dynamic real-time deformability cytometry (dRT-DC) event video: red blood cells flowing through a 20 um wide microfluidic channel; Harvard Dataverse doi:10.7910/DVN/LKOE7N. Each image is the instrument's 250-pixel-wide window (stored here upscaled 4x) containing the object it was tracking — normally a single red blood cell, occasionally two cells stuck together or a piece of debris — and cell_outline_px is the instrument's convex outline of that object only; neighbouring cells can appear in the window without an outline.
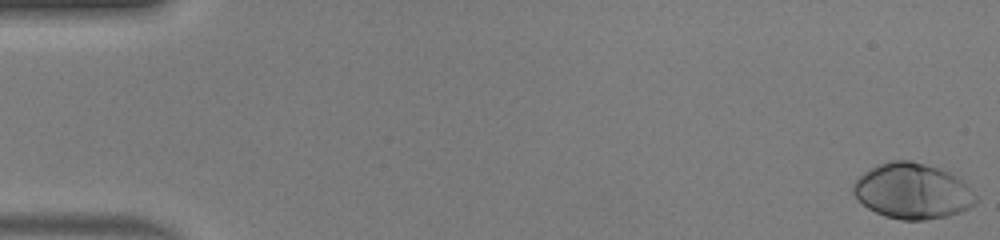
{"species": "human", "species_latin": "Homo sapiens", "temperature_condition": "warm", "stored_images_in_passage": 50, "camera_frame_rate_fps": 3000, "um_per_image_px": 0.085, "donor": {"sex": "male"}, "frame": {"image": 1, "passage_image": 1, "time_ms": 0.0, "image_size_px": [1000, 240], "cell_outline_px": [[976, 204], [960, 212], [948, 216], [924, 220], [900, 220], [884, 216], [868, 208], [856, 200], [852, 192], [852, 184], [864, 172], [888, 160], [908, 160], [940, 168], [956, 176], [968, 184], [976, 196]], "centroid_in_image_um": [77.55, 16.25], "position_along_channel_um": 7.4, "area_um2": 39.88}}
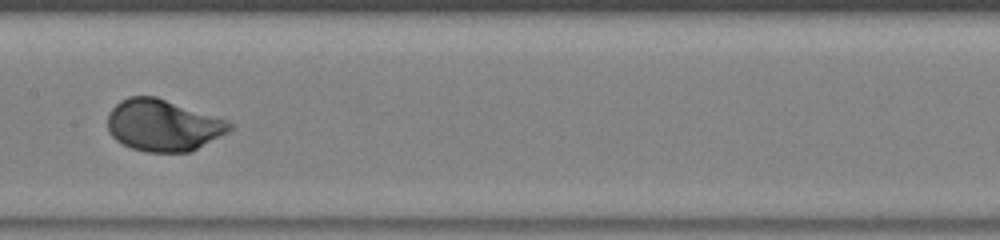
{"frame": {"image": 2, "passage_image": 26, "time_ms": 8.333, "image_size_px": [1000, 240], "cell_outline_px": [[232, 128], [228, 132], [192, 152], [144, 152], [132, 148], [116, 140], [108, 132], [108, 112], [120, 100], [128, 96], [156, 96], [228, 120], [232, 124]], "centroid_in_image_um": [13.86, 10.65], "position_along_channel_um": 193.5, "area_um2": 36.93}}
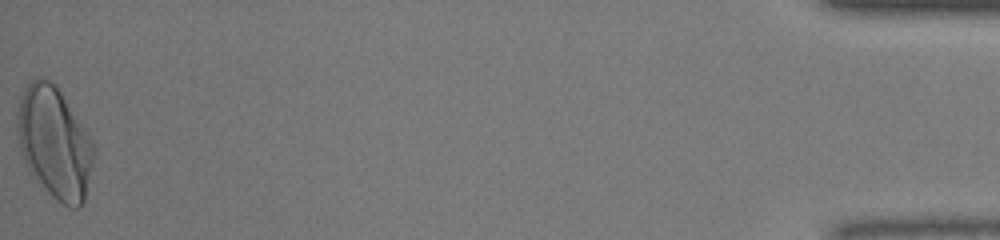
{"frame": {"image": 3, "passage_image": 50, "time_ms": 16.333, "image_size_px": [1000, 240], "cell_outline_px": [[96, 152], [84, 200], [80, 208], [72, 208], [60, 204], [48, 192], [32, 172], [24, 160], [20, 148], [16, 128], [16, 112], [20, 96], [24, 88], [32, 80], [40, 76], [44, 76], [56, 84], [88, 136]], "centroid_in_image_um": [4.61, 12.1], "position_along_channel_um": 430.6, "area_um2": 49.36}, "authors_computed_cell_mechanics": {"area_um2": 36.6163, "velocity_mm_per_s": 4.18, "shape_relaxation_time_tau1_ms": 1.9295, "shape_relaxation_time_tau2_ms": null, "deformation_change_tau1": 0.1647, "deformation_change_tau2": null}}